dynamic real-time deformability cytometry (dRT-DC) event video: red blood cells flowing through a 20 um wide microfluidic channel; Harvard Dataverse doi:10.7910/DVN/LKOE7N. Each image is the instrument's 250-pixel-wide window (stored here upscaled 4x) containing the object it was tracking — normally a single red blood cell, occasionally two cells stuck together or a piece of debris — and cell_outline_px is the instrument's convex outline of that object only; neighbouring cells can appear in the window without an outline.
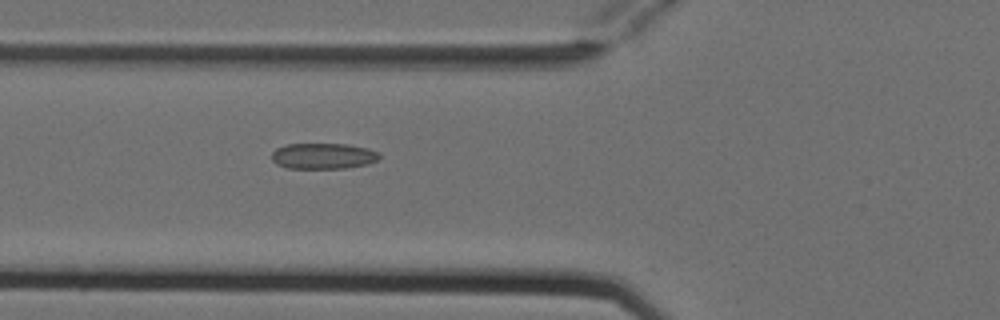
{"species": "Egyptian fruit bat (a non-hibernating species)", "species_latin": "Rousettus aegyptiacus", "temperature_condition": "cold", "stored_images_in_passage": 3, "camera_frame_rate_fps": 3000, "um_per_image_px": 0.085, "animal": {"sex": "female"}, "frame": {"image": 1, "passage_image": 3, "time_ms": 0.667, "image_size_px": [1000, 320], "cell_outline_px": [[380, 156], [376, 160], [368, 164], [344, 168], [288, 168], [276, 164], [272, 160], [272, 152], [276, 148], [288, 144], [348, 144], [368, 148], [376, 152]], "centroid_in_image_um": [27.44, 13.26], "position_along_channel_um": 98.4, "area_um2": 16.13}}